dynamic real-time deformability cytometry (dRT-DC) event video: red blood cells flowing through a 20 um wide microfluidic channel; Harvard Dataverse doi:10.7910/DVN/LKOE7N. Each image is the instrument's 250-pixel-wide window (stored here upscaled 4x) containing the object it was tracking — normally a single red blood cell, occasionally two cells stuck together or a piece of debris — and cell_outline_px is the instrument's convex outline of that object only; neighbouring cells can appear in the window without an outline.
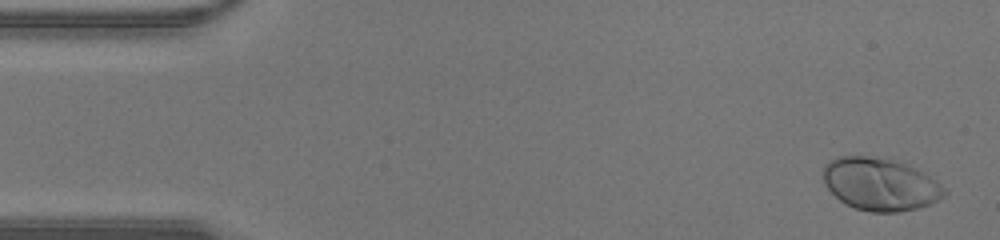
{"species": "human", "species_latin": "Homo sapiens", "temperature_condition": "warm", "stored_images_in_passage": 42, "camera_frame_rate_fps": 3000, "um_per_image_px": 0.085, "donor": {"sex": "male"}, "frame": {"image": 1, "passage_image": 2, "time_ms": 0.333, "image_size_px": [1000, 240], "cell_outline_px": [[948, 192], [944, 196], [928, 204], [916, 208], [896, 212], [872, 212], [856, 208], [844, 204], [824, 184], [824, 164], [836, 156], [868, 156], [892, 160], [904, 164], [936, 180]], "centroid_in_image_um": [74.77, 15.66], "position_along_channel_um": 10.2, "area_um2": 36.59}}
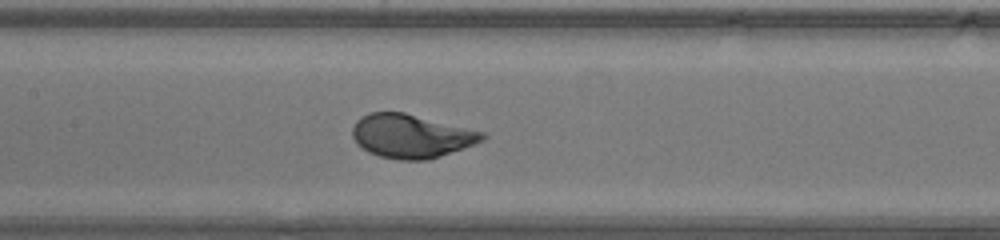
{"frame": {"image": 2, "passage_image": 20, "time_ms": 6.333, "image_size_px": [1000, 240], "cell_outline_px": [[488, 136], [484, 140], [440, 156], [428, 160], [400, 160], [380, 156], [368, 152], [356, 144], [352, 136], [352, 128], [356, 120], [360, 116], [368, 112], [404, 112], [484, 132]], "centroid_in_image_um": [34.91, 11.56], "position_along_channel_um": 172.5, "area_um2": 33.06}}
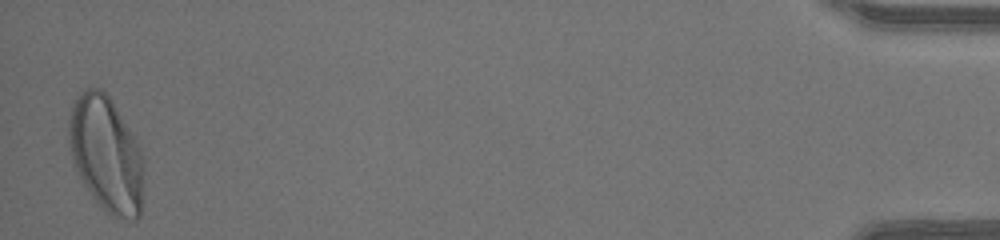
{"frame": {"image": 3, "passage_image": 42, "time_ms": 13.667, "image_size_px": [1000, 240], "cell_outline_px": [[144, 188], [140, 216], [136, 220], [132, 220], [112, 216], [92, 196], [84, 184], [76, 168], [72, 156], [68, 140], [68, 120], [72, 104], [76, 96], [84, 88], [100, 88], [112, 100], [136, 136], [140, 144], [144, 168]], "centroid_in_image_um": [9.06, 13.08], "position_along_channel_um": 426.1, "area_um2": 51.1}}